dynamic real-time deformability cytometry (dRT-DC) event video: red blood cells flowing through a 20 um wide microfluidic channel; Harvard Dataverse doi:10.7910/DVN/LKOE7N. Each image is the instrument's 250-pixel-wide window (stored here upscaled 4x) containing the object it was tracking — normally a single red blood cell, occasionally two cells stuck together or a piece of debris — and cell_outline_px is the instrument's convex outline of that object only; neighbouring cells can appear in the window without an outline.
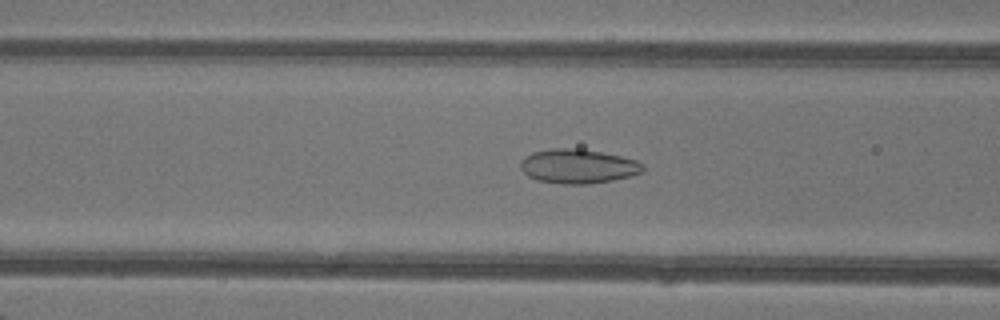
{"species": "common noctule bat (a hibernating species)", "species_latin": "Nyctalus noctula", "temperature_condition": "warm", "stored_images_in_passage": 47, "camera_frame_rate_fps": 3000, "um_per_image_px": 0.085, "animal": {"sex": "female"}, "frame": {"image": 1, "passage_image": 19, "time_ms": 6.0, "image_size_px": [1000, 320], "cell_outline_px": [[644, 172], [612, 180], [588, 184], [564, 184], [536, 180], [528, 176], [520, 168], [520, 160], [524, 156], [532, 152], [552, 148], [580, 148], [620, 156], [636, 160], [644, 164]], "centroid_in_image_um": [49.11, 14.12], "position_along_channel_um": 117.5, "area_um2": 24.57}}
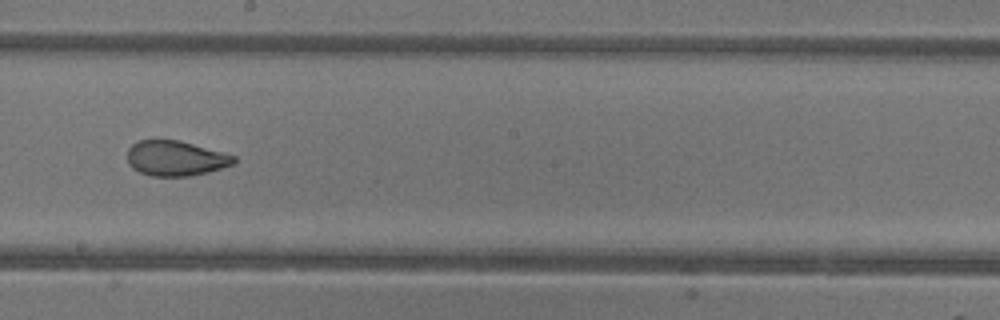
{"frame": {"image": 2, "passage_image": 27, "time_ms": 8.667, "image_size_px": [1000, 320], "cell_outline_px": [[236, 164], [208, 172], [188, 176], [152, 176], [140, 172], [132, 168], [128, 164], [128, 148], [132, 144], [140, 140], [180, 140], [236, 156]], "centroid_in_image_um": [14.94, 13.46], "position_along_channel_um": 233.3, "area_um2": 21.85}}
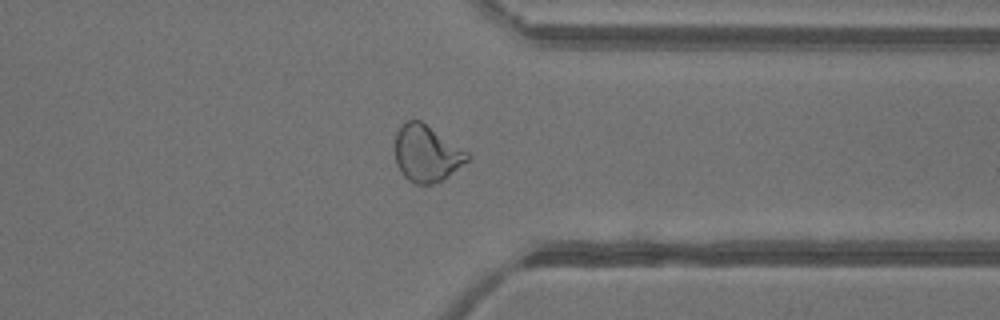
{"frame": {"image": 3, "passage_image": 37, "time_ms": 12.0, "image_size_px": [1000, 320], "cell_outline_px": [[472, 156], [468, 160], [444, 180], [432, 184], [416, 184], [408, 180], [400, 172], [396, 164], [396, 132], [408, 120], [420, 120], [468, 152]], "centroid_in_image_um": [36.27, 13.07], "position_along_channel_um": 375.1, "area_um2": 23.7}, "authors_computed_cell_mechanics": {"area_um2": 26.01, "velocity_mm_per_s": 4.3447, "shape_relaxation_time_tau1_ms": null, "shape_relaxation_time_tau2_ms": 0.7314, "deformation_change_tau1": null, "deformation_change_tau2": 0.0503}}